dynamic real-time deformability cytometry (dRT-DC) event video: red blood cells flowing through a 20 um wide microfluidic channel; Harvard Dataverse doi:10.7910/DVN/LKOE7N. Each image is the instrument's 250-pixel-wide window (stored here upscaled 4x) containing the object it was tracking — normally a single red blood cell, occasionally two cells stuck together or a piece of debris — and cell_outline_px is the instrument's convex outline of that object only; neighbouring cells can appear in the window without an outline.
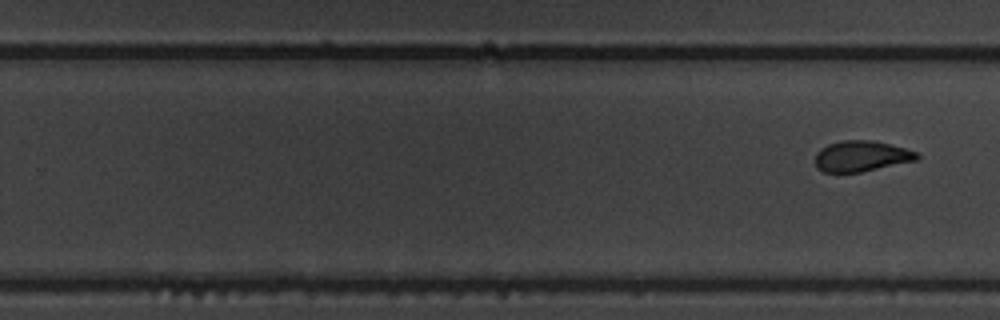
{"species": "common noctule bat (a hibernating species)", "species_latin": "Nyctalus noctula", "temperature_condition": "warm", "stored_images_in_passage": 10, "segment_of_instrument_passage": [2, 2], "camera_frame_rate_fps": 3000, "um_per_image_px": 0.085, "animal": {"sex": "male", "body_mass_g": 19.5, "forearm_length_mm": 54.6}, "frame": {"image": 1, "passage_image": 10, "time_ms": 3.0, "image_size_px": [1000, 320], "cell_outline_px": [[920, 156], [916, 160], [860, 172], [824, 172], [816, 168], [816, 152], [820, 148], [828, 144], [844, 140], [872, 140], [920, 152]], "centroid_in_image_um": [73.21, 13.27], "position_along_channel_um": 256.6, "area_um2": 18.15}}